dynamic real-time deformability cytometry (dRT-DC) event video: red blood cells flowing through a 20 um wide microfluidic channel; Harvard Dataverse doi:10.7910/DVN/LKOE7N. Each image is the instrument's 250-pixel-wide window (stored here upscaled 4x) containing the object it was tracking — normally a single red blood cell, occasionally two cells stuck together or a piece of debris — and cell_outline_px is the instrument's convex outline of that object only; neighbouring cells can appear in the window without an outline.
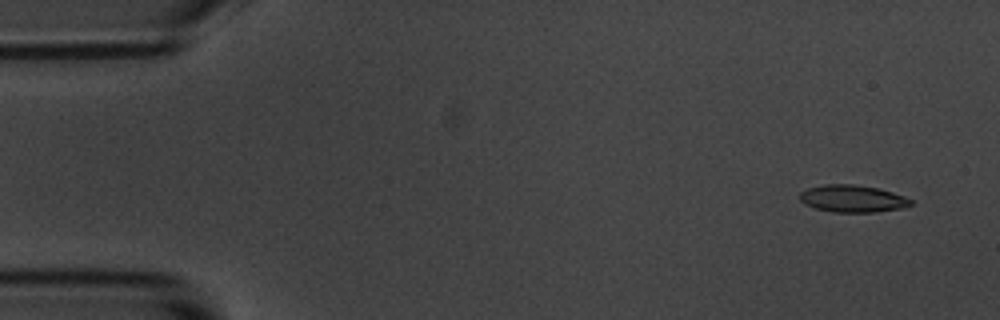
{"species": "common noctule bat (a hibernating species)", "species_latin": "Nyctalus noctula", "temperature_condition": "room temperature", "stored_images_in_passage": 57, "camera_frame_rate_fps": 3000, "um_per_image_px": 0.085, "animal": {"sex": "male", "body_mass_g": 20.1, "forearm_length_mm": 53.5}, "frame": {"image": 1, "passage_image": 3, "time_ms": 0.667, "image_size_px": [1000, 320], "cell_outline_px": [[912, 204], [904, 208], [876, 212], [832, 212], [816, 208], [804, 204], [800, 200], [800, 192], [808, 188], [824, 184], [852, 184], [876, 188], [892, 192], [904, 196], [912, 200]], "centroid_in_image_um": [72.46, 16.89], "position_along_channel_um": 12.5, "area_um2": 17.57}}
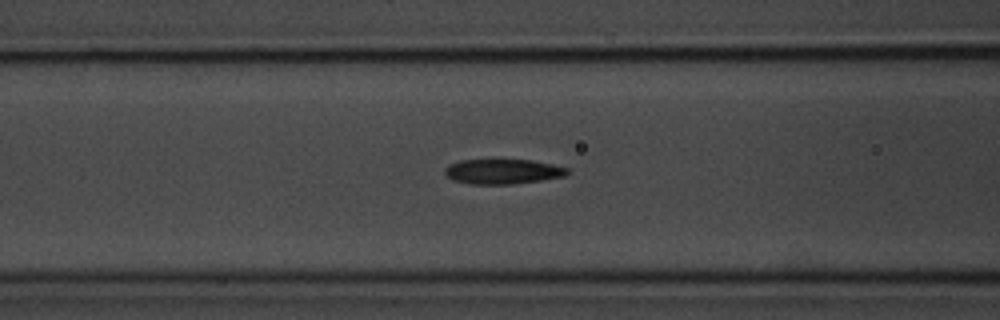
{"frame": {"image": 2, "passage_image": 22, "time_ms": 7.0, "image_size_px": [1000, 320], "cell_outline_px": [[572, 172], [564, 176], [540, 180], [512, 184], [468, 184], [452, 180], [444, 172], [444, 168], [448, 164], [460, 160], [492, 156], [532, 160], [552, 164], [568, 168]], "centroid_in_image_um": [42.68, 14.52], "position_along_channel_um": 123.9, "area_um2": 18.9}}
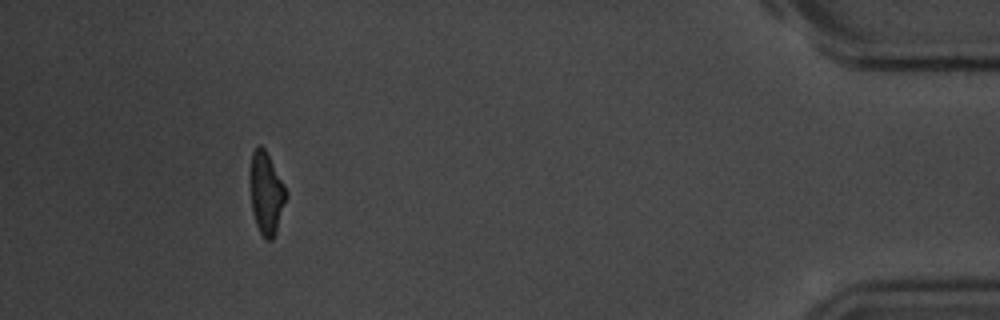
{"frame": {"image": 3, "passage_image": 52, "time_ms": 17.0, "image_size_px": [1000, 320], "cell_outline_px": [[288, 196], [276, 232], [272, 240], [268, 240], [260, 232], [256, 224], [252, 212], [248, 180], [248, 172], [252, 152], [256, 144], [260, 144], [264, 148], [284, 184], [288, 192]], "centroid_in_image_um": [22.6, 16.37], "position_along_channel_um": 412.6, "area_um2": 17.74}, "authors_computed_cell_mechanics": {"area_um2": 18.0336, "velocity_mm_per_s": 3.5193, "shape_relaxation_time_tau1_ms": 5.326, "shape_relaxation_time_tau2_ms": 6.5449, "deformation_change_tau1": 0.1794, "deformation_change_tau2": 0.1319}}